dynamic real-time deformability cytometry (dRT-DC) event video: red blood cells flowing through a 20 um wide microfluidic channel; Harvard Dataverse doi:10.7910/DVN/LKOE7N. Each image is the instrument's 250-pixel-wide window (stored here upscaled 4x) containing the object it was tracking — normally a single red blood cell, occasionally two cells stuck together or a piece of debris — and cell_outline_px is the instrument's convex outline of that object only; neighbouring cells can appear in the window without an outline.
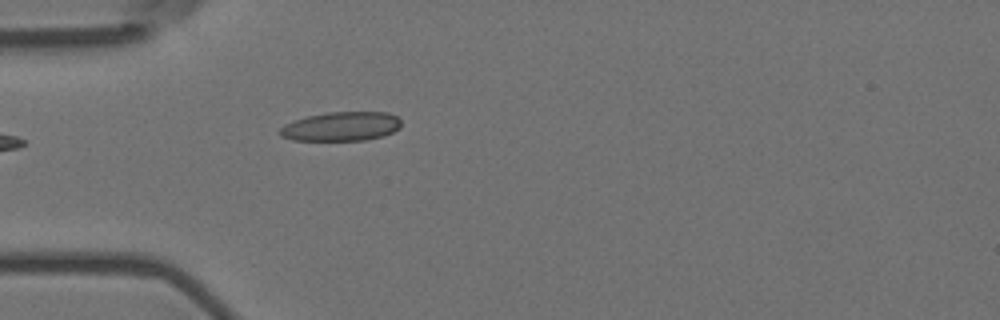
{"species": "Egyptian fruit bat (a non-hibernating species)", "species_latin": "Rousettus aegyptiacus", "temperature_condition": "room temperature", "stored_images_in_passage": 3, "camera_frame_rate_fps": 3000, "um_per_image_px": 0.085, "animal": {"sex": "female"}, "frame": {"image": 1, "passage_image": 3, "time_ms": 0.667, "image_size_px": [1000, 320], "cell_outline_px": [[400, 128], [384, 136], [364, 140], [292, 140], [280, 136], [276, 132], [284, 124], [308, 116], [328, 112], [388, 112], [396, 116], [400, 120]], "centroid_in_image_um": [28.99, 10.75], "position_along_channel_um": 56.0, "area_um2": 20.63}}